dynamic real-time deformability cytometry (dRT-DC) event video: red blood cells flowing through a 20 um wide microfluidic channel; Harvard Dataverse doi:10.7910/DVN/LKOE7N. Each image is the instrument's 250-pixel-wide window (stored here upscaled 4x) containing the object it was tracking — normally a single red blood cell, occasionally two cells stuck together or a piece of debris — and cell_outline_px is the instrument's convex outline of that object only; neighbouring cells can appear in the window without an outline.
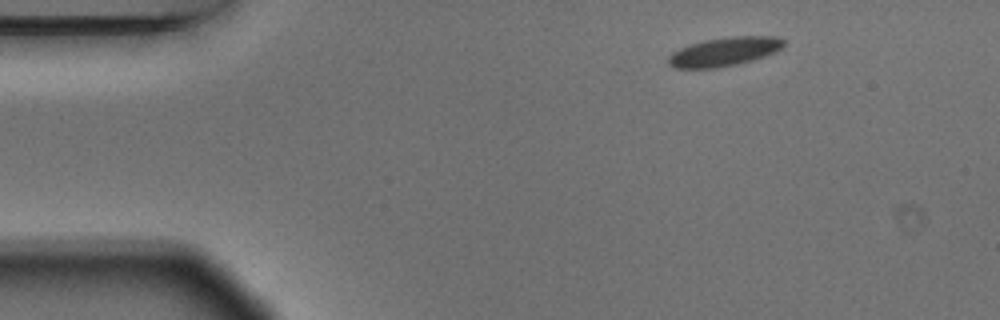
{"species": "Egyptian fruit bat (a non-hibernating species)", "species_latin": "Rousettus aegyptiacus", "temperature_condition": "warm", "stored_images_in_passage": 3, "camera_frame_rate_fps": 3000, "um_per_image_px": 0.085, "animal": {"sex": "male"}, "frame": {"image": 1, "passage_image": 1, "time_ms": 0.0, "image_size_px": [1000, 320], "cell_outline_px": [[784, 48], [776, 52], [752, 60], [736, 64], [716, 68], [676, 68], [668, 64], [668, 56], [672, 52], [680, 48], [704, 40], [732, 36], [776, 36], [784, 40]], "centroid_in_image_um": [61.59, 4.39], "position_along_channel_um": 23.4, "area_um2": 19.36}}